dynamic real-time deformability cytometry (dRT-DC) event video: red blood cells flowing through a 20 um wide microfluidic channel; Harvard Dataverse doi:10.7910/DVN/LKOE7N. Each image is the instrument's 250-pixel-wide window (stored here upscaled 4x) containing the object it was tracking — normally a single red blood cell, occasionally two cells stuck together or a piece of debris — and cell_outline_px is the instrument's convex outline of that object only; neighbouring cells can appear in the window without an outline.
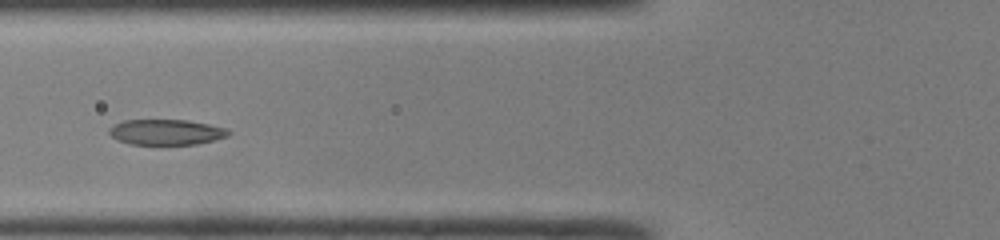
{"species": "common noctule bat (a hibernating species)", "species_latin": "Nyctalus noctula", "temperature_condition": "room temperature", "stored_images_in_passage": 34, "camera_frame_rate_fps": 3000, "um_per_image_px": 0.085, "animal": {"sex": "male", "body_mass_g": 19.0, "forearm_length_mm": 50.8}, "frame": {"image": 1, "passage_image": 10, "time_ms": 3.0, "image_size_px": [1000, 240], "cell_outline_px": [[232, 132], [228, 136], [196, 144], [132, 144], [116, 140], [108, 132], [108, 128], [124, 120], [188, 120], [228, 128]], "centroid_in_image_um": [14.13, 11.22], "position_along_channel_um": 111.7, "area_um2": 17.69}, "authors_computed_cell_mechanics": {"area_um2": 18.5538, "velocity_mm_per_s": 4.1962, "shape_relaxation_time_tau1_ms": 3.1488, "shape_relaxation_time_tau2_ms": 1.1136, "deformation_change_tau1": 0.1455, "deformation_change_tau2": 0.0644}}